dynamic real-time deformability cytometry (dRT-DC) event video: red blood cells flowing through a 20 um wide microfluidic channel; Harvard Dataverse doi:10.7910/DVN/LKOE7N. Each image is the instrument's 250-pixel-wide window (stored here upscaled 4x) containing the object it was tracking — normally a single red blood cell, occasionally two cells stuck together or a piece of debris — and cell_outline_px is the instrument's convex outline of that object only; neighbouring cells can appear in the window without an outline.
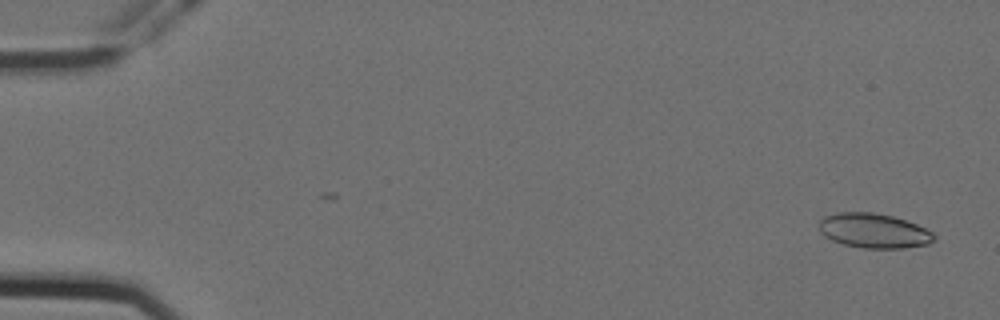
{"species": "Egyptian fruit bat (a non-hibernating species)", "species_latin": "Rousettus aegyptiacus", "temperature_condition": "cold", "stored_images_in_passage": 39, "camera_frame_rate_fps": 3000, "um_per_image_px": 0.085, "animal": {"sex": "female"}, "frame": {"image": 1, "passage_image": 2, "time_ms": 0.333, "image_size_px": [1000, 320], "cell_outline_px": [[936, 240], [928, 244], [904, 248], [864, 248], [844, 244], [832, 240], [824, 236], [820, 232], [820, 220], [824, 216], [836, 212], [872, 212], [892, 216], [916, 224], [932, 232], [936, 236]], "centroid_in_image_um": [74.27, 19.61], "position_along_channel_um": 10.7, "area_um2": 23.18}}
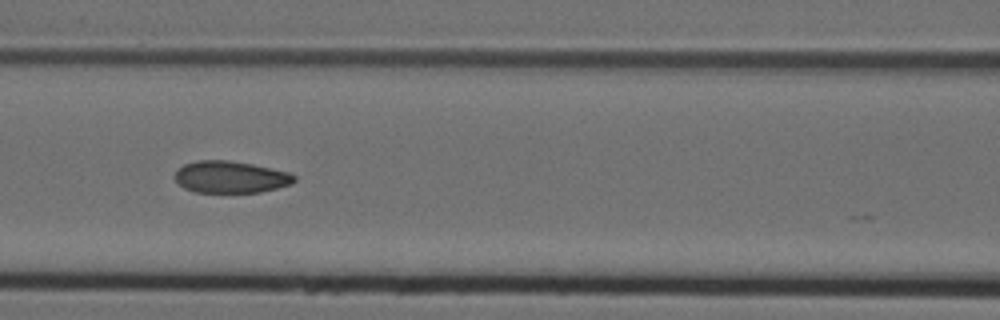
{"frame": {"image": 2, "passage_image": 25, "time_ms": 8.0, "image_size_px": [1000, 320], "cell_outline_px": [[296, 180], [292, 184], [260, 192], [196, 192], [184, 188], [176, 180], [176, 172], [184, 164], [196, 160], [228, 160], [252, 164], [288, 172], [296, 176]], "centroid_in_image_um": [19.62, 15.04], "position_along_channel_um": 147.0, "area_um2": 22.02}}
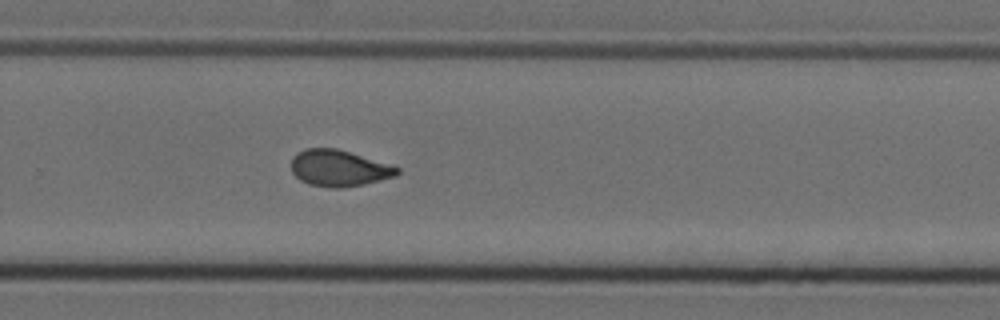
{"frame": {"image": 3, "passage_image": 38, "time_ms": 12.333, "image_size_px": [1000, 320], "cell_outline_px": [[400, 172], [396, 176], [364, 184], [344, 188], [332, 188], [308, 184], [300, 180], [292, 172], [292, 156], [296, 152], [304, 148], [336, 148], [400, 168]], "centroid_in_image_um": [28.77, 14.3], "position_along_channel_um": 301.0, "area_um2": 22.37}}